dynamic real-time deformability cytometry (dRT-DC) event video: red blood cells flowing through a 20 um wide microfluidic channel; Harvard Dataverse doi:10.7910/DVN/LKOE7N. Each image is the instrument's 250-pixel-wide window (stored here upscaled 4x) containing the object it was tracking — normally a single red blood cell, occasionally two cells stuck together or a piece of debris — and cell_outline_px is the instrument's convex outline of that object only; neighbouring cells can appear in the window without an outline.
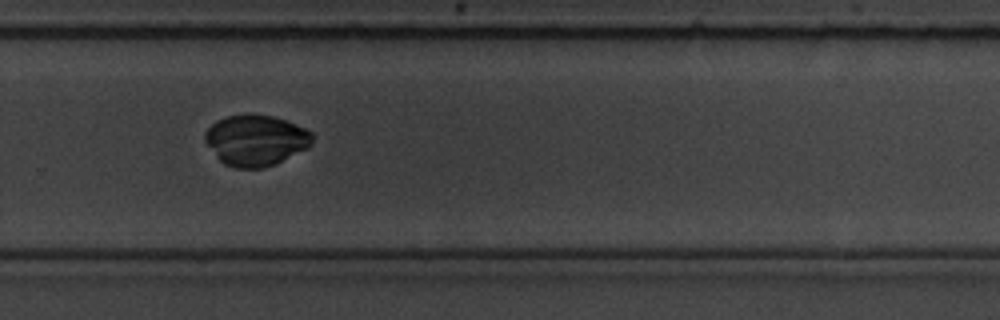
{"species": "common noctule bat (a hibernating species)", "species_latin": "Nyctalus noctula", "temperature_condition": "room temperature", "stored_images_in_passage": 15, "camera_frame_rate_fps": 3000, "um_per_image_px": 0.085, "animal": {"sex": "male", "body_mass_g": 19.5, "forearm_length_mm": 54.6}, "frame": {"image": 1, "passage_image": 11, "time_ms": 12.333, "image_size_px": [1000, 320], "cell_outline_px": [[312, 144], [308, 148], [276, 164], [264, 168], [236, 168], [224, 164], [216, 156], [204, 140], [204, 132], [216, 120], [228, 116], [272, 116], [284, 120], [304, 128], [312, 132]], "centroid_in_image_um": [21.74, 11.96], "position_along_channel_um": 308.1, "area_um2": 31.44}}